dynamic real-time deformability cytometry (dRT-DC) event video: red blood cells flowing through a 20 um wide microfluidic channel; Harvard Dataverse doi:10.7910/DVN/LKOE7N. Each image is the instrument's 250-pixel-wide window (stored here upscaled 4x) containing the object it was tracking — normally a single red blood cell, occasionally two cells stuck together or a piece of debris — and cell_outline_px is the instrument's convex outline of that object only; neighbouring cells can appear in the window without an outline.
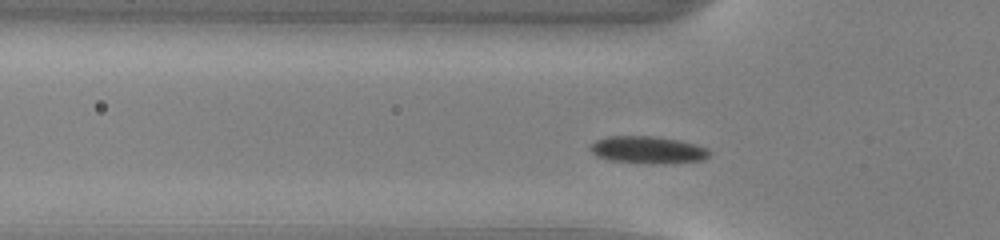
{"species": "common noctule bat (a hibernating species)", "species_latin": "Nyctalus noctula", "temperature_condition": "warm", "stored_images_in_passage": 43, "camera_frame_rate_fps": 3000, "um_per_image_px": 0.085, "animal": {"sex": "male", "body_mass_g": 13.0, "forearm_length_mm": 53.1}, "frame": {"image": 1, "passage_image": 7, "time_ms": 2.0, "image_size_px": [1000, 240], "cell_outline_px": [[712, 152], [704, 160], [664, 164], [648, 164], [608, 160], [596, 156], [588, 148], [596, 140], [608, 136], [656, 136], [680, 140], [696, 144], [708, 148]], "centroid_in_image_um": [55.09, 12.75], "position_along_channel_um": 70.7, "area_um2": 19.31}}
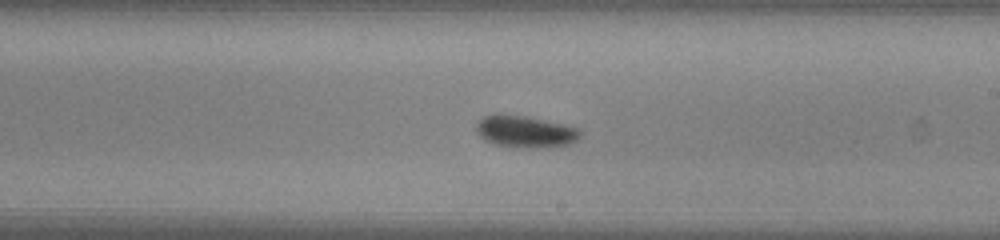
{"frame": {"image": 2, "passage_image": 20, "time_ms": 6.333, "image_size_px": [1000, 240], "cell_outline_px": [[580, 136], [576, 140], [568, 144], [540, 148], [524, 148], [492, 144], [484, 140], [476, 132], [476, 124], [484, 116], [524, 116], [564, 124], [580, 128]], "centroid_in_image_um": [44.66, 11.22], "position_along_channel_um": 244.3, "area_um2": 18.96}}
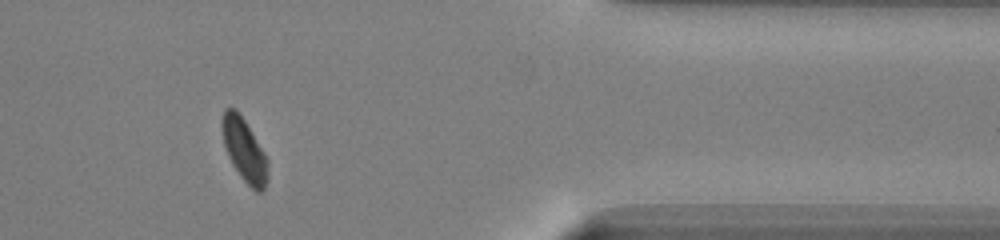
{"frame": {"image": 3, "passage_image": 33, "time_ms": 10.667, "image_size_px": [1000, 240], "cell_outline_px": [[268, 180], [264, 188], [260, 192], [256, 192], [240, 176], [232, 164], [228, 156], [224, 144], [220, 124], [224, 108], [236, 108], [244, 120], [264, 152], [268, 160]], "centroid_in_image_um": [20.75, 12.75], "position_along_channel_um": 390.6, "area_um2": 16.82}, "authors_computed_cell_mechanics": {"area_um2": 17.9758, "velocity_mm_per_s": 4.0159, "shape_relaxation_time_tau1_ms": 1.8972, "shape_relaxation_time_tau2_ms": 6.5466, "deformation_change_tau1": 0.0943, "deformation_change_tau2": 0.0865}}